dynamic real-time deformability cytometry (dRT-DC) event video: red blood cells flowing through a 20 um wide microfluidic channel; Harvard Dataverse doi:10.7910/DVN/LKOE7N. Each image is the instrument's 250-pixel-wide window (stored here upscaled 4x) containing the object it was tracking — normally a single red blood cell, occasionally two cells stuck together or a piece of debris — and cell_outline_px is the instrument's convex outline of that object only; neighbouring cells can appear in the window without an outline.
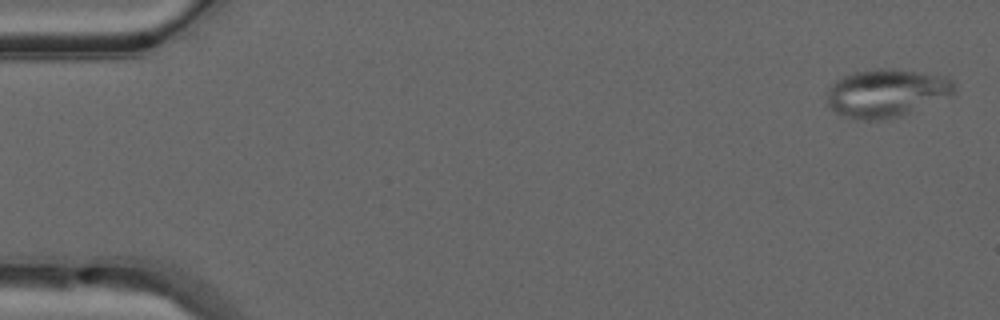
{"species": "common noctule bat (a hibernating species)", "species_latin": "Nyctalus noctula", "temperature_condition": "warm", "stored_images_in_passage": 50, "camera_frame_rate_fps": 3000, "um_per_image_px": 0.085, "animal": {"sex": "male", "forearm_length_mm": 52.5}, "frame": {"image": 1, "passage_image": 2, "time_ms": 0.333, "image_size_px": [1000, 320], "cell_outline_px": [[956, 92], [952, 96], [900, 116], [888, 120], [864, 120], [844, 116], [836, 112], [828, 104], [828, 88], [836, 80], [844, 76], [856, 72], [880, 68], [892, 68], [948, 76], [956, 84]], "centroid_in_image_um": [75.41, 7.9], "position_along_channel_um": 9.6, "area_um2": 35.89}}
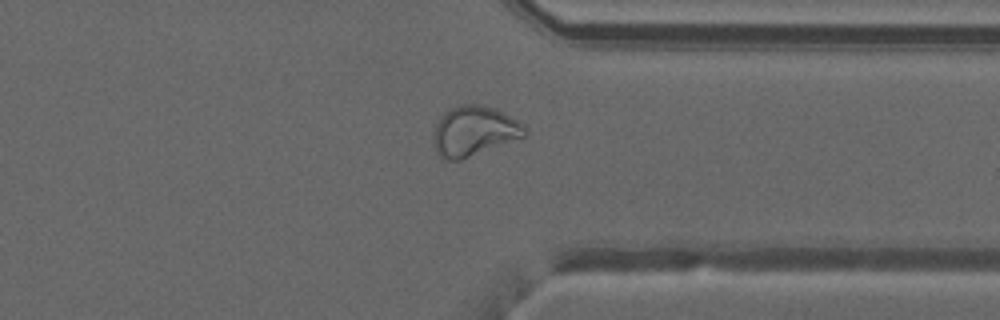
{"frame": {"image": 2, "passage_image": 39, "time_ms": 12.667, "image_size_px": [1000, 320], "cell_outline_px": [[528, 132], [524, 136], [460, 160], [448, 160], [436, 152], [436, 124], [440, 116], [444, 112], [460, 104], [484, 104], [496, 108], [504, 112], [524, 124], [528, 128]], "centroid_in_image_um": [40.35, 11.1], "position_along_channel_um": 371.0, "area_um2": 26.18}}
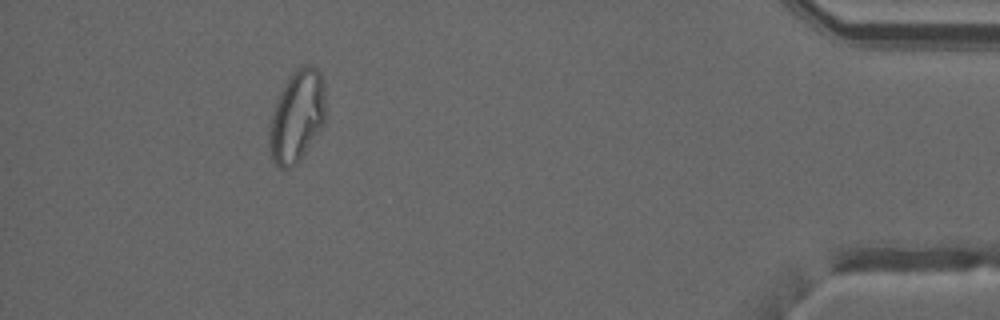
{"frame": {"image": 3, "passage_image": 46, "time_ms": 15.0, "image_size_px": [1000, 320], "cell_outline_px": [[324, 120], [320, 128], [300, 160], [288, 168], [280, 168], [272, 160], [268, 148], [268, 128], [272, 112], [280, 92], [284, 84], [292, 72], [296, 68], [304, 64], [308, 64], [316, 68], [320, 72], [324, 80]], "centroid_in_image_um": [25.2, 9.86], "position_along_channel_um": 410.0, "area_um2": 30.11}, "authors_computed_cell_mechanics": {"area_um2": 29.5647, "velocity_mm_per_s": 4.0787, "shape_relaxation_time_tau1_ms": null, "shape_relaxation_time_tau2_ms": 1.5747, "deformation_change_tau1": null, "deformation_change_tau2": 0.0837}}